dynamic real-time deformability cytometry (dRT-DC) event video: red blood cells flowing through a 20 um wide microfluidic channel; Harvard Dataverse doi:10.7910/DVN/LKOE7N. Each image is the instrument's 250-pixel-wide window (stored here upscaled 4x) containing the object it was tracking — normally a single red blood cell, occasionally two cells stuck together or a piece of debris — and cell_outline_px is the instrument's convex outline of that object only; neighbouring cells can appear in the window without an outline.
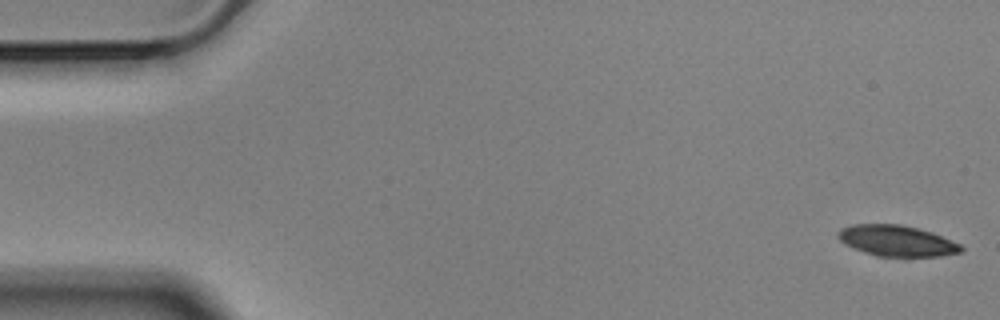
{"species": "Egyptian fruit bat (a non-hibernating species)", "species_latin": "Rousettus aegyptiacus", "temperature_condition": "cold", "stored_images_in_passage": 16, "camera_frame_rate_fps": 3000, "um_per_image_px": 0.085, "animal": {"sex": "male"}, "frame": {"image": 1, "passage_image": 1, "time_ms": 0.0, "image_size_px": [1000, 320], "cell_outline_px": [[964, 248], [960, 252], [940, 256], [876, 256], [864, 252], [844, 244], [836, 236], [836, 232], [840, 228], [852, 224], [900, 224], [920, 228], [932, 232], [960, 244]], "centroid_in_image_um": [76.19, 20.45], "position_along_channel_um": 8.8, "area_um2": 22.25}}